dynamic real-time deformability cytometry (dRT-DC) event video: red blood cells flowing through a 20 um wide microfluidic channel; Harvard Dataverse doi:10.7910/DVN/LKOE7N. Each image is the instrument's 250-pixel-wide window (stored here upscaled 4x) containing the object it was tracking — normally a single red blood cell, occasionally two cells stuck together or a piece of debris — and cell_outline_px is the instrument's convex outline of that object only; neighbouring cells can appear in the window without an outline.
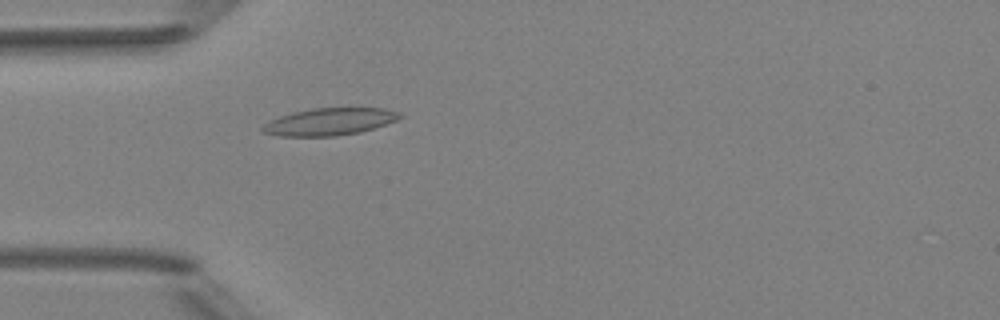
{"species": "Egyptian fruit bat (a non-hibernating species)", "species_latin": "Rousettus aegyptiacus", "temperature_condition": "room temperature", "stored_images_in_passage": 3, "camera_frame_rate_fps": 3000, "um_per_image_px": 0.085, "animal": {"sex": "female"}, "frame": {"image": 1, "passage_image": 3, "time_ms": 2.0, "image_size_px": [1000, 320], "cell_outline_px": [[404, 116], [396, 120], [360, 132], [336, 136], [280, 136], [264, 132], [260, 128], [268, 120], [292, 112], [312, 108], [384, 108], [400, 112]], "centroid_in_image_um": [27.99, 10.34], "position_along_channel_um": 57.0, "area_um2": 21.73}}